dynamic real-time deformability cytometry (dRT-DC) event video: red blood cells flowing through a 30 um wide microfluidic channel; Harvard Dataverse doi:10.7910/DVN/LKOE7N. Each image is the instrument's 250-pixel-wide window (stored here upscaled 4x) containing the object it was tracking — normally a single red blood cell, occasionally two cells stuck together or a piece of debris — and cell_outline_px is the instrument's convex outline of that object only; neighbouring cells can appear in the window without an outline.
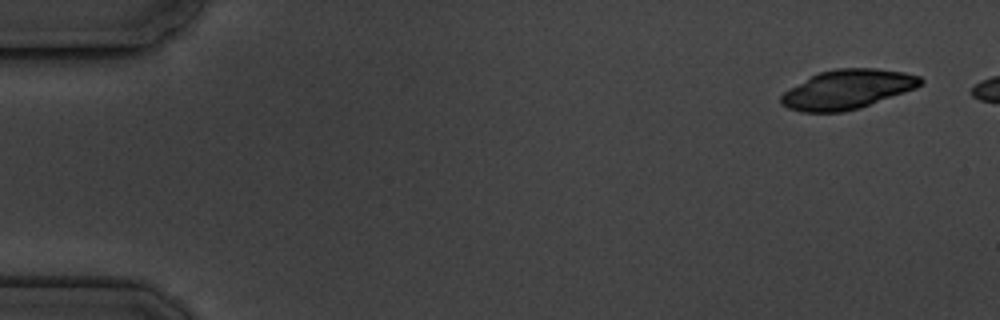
{"species": "common noctule bat (a hibernating species)", "species_latin": "Nyctalus noctula", "temperature_condition": "cold", "stored_images_in_passage": 6, "camera_frame_rate_fps": 3000, "um_per_image_px": 0.085, "animal": {"sex": "male", "body_mass_g": 19.5, "forearm_length_mm": 54.6}, "frame": {"image": 1, "passage_image": 1, "time_ms": 0.0, "image_size_px": [1000, 320], "cell_outline_px": [[924, 80], [916, 88], [860, 108], [844, 112], [800, 112], [788, 108], [780, 104], [780, 96], [784, 92], [812, 76], [820, 72], [836, 68], [876, 68], [904, 72], [920, 76]], "centroid_in_image_um": [72.03, 7.6], "position_along_channel_um": 13.0, "area_um2": 31.79}}